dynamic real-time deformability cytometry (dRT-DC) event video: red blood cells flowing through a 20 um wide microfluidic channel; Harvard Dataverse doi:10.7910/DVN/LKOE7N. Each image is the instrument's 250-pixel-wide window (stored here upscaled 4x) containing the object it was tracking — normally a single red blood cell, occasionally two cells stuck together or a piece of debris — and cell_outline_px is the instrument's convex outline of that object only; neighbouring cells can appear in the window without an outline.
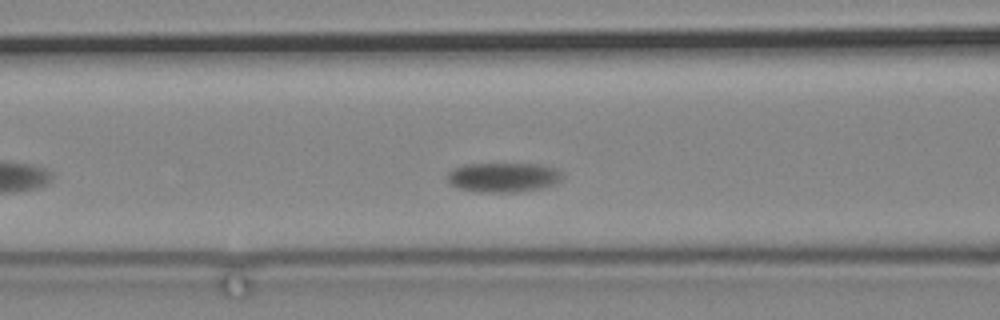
{"species": "common noctule bat (a hibernating species)", "species_latin": "Nyctalus noctula", "temperature_condition": "cold", "stored_images_in_passage": 33, "camera_frame_rate_fps": 3000, "um_per_image_px": 0.085, "animal": {"sex": "male", "body_mass_g": 19.2, "forearm_length_mm": 51.8}, "frame": {"image": 1, "passage_image": 7, "time_ms": 2.0, "image_size_px": [1000, 320], "cell_outline_px": [[564, 176], [556, 184], [540, 188], [520, 192], [476, 192], [460, 188], [452, 184], [448, 180], [448, 172], [452, 168], [464, 164], [536, 164], [556, 168]], "centroid_in_image_um": [42.79, 15.07], "position_along_channel_um": 123.8, "area_um2": 19.83}}
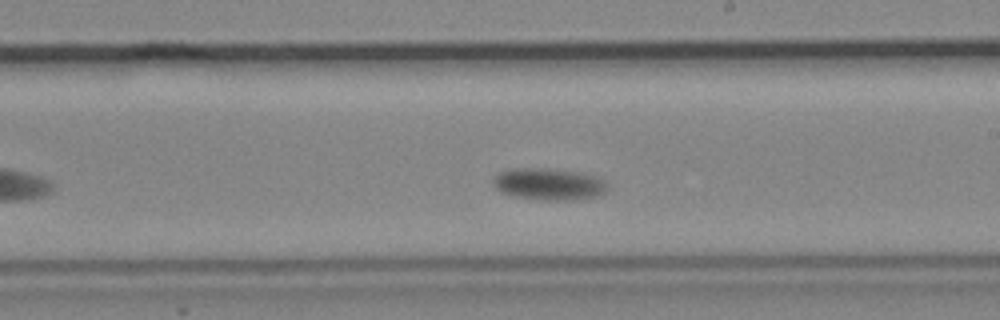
{"frame": {"image": 2, "passage_image": 19, "time_ms": 6.0, "image_size_px": [1000, 320], "cell_outline_px": [[608, 188], [600, 196], [568, 200], [544, 200], [512, 196], [500, 192], [496, 188], [492, 180], [500, 172], [516, 168], [544, 168], [580, 172], [596, 176], [604, 180]], "centroid_in_image_um": [46.66, 15.65], "position_along_channel_um": 242.3, "area_um2": 21.21}}
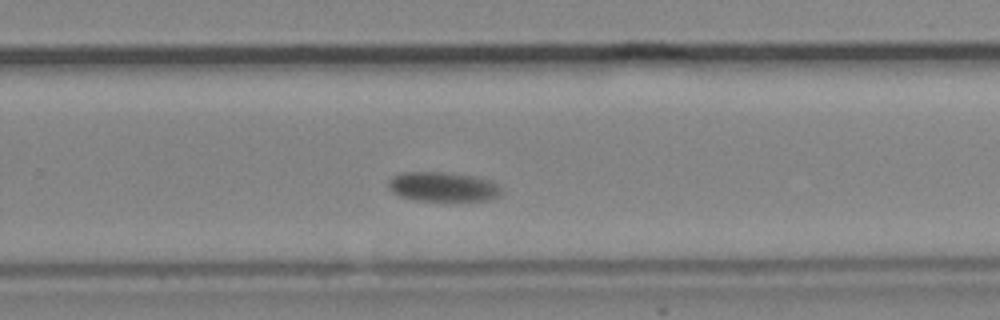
{"frame": {"image": 3, "passage_image": 24, "time_ms": 7.667, "image_size_px": [1000, 320], "cell_outline_px": [[504, 192], [488, 200], [416, 200], [400, 196], [392, 192], [388, 188], [388, 180], [392, 176], [404, 172], [444, 172], [468, 176], [488, 180], [496, 184]], "centroid_in_image_um": [37.58, 15.87], "position_along_channel_um": 292.2, "area_um2": 19.07}}